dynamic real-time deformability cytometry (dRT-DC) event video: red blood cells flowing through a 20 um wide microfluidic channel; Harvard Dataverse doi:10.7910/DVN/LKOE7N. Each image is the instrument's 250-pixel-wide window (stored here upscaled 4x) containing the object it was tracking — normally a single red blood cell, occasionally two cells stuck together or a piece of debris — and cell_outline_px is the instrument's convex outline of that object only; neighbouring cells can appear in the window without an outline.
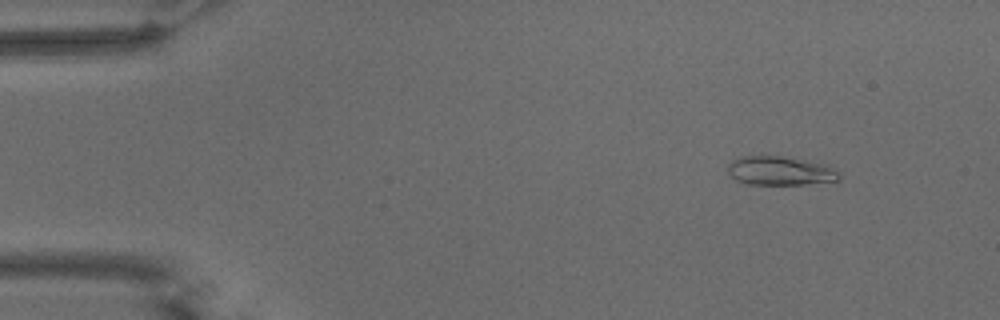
{"species": "common noctule bat (a hibernating species)", "species_latin": "Nyctalus noctula", "temperature_condition": "warm", "stored_images_in_passage": 21, "camera_frame_rate_fps": 3000, "um_per_image_px": 0.085, "animal": {"sex": "male", "body_mass_g": 15.6}, "frame": {"image": 1, "passage_image": 6, "time_ms": 1.667, "image_size_px": [1000, 320], "cell_outline_px": [[840, 180], [800, 184], [744, 184], [736, 180], [728, 172], [728, 164], [732, 160], [744, 156], [780, 156], [828, 164], [840, 172]], "centroid_in_image_um": [66.33, 14.52], "position_along_channel_um": 18.7, "area_um2": 18.73}}
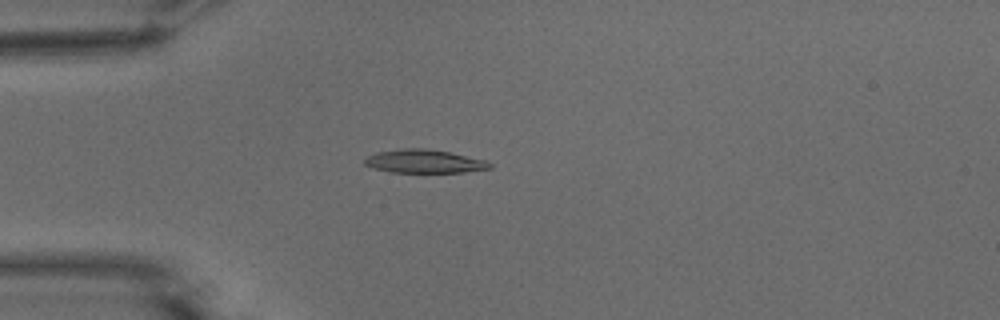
{"frame": {"image": 2, "passage_image": 15, "time_ms": 4.667, "image_size_px": [1000, 320], "cell_outline_px": [[492, 168], [464, 172], [392, 172], [376, 168], [364, 164], [364, 160], [368, 156], [376, 152], [400, 148], [424, 148], [452, 152], [488, 160], [492, 164]], "centroid_in_image_um": [36.12, 13.7], "position_along_channel_um": 48.9, "area_um2": 17.17}}